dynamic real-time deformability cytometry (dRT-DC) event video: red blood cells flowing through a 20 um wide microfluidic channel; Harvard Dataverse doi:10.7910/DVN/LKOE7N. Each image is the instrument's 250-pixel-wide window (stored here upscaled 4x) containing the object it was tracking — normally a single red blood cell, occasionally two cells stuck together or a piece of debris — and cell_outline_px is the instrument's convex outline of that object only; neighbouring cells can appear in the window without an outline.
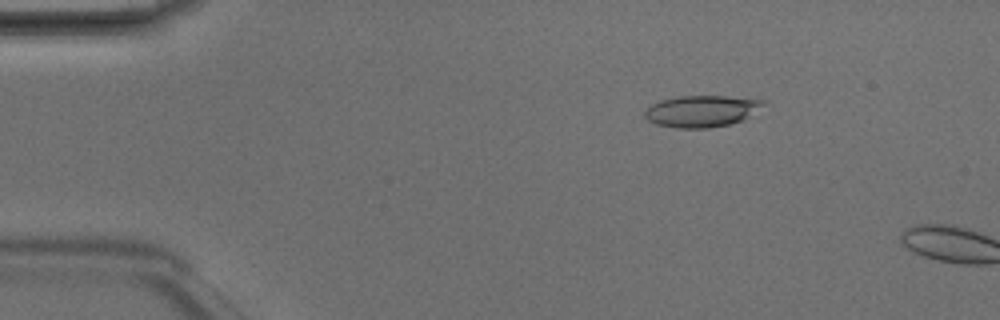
{"species": "Egyptian fruit bat (a non-hibernating species)", "species_latin": "Rousettus aegyptiacus", "temperature_condition": "room temperature", "stored_images_in_passage": 2, "camera_frame_rate_fps": 3000, "um_per_image_px": 0.085, "animal": {"sex": "male"}, "frame": {"image": 1, "passage_image": 1, "time_ms": 0.0, "image_size_px": [1000, 320], "cell_outline_px": [[764, 104], [744, 120], [732, 124], [708, 128], [680, 128], [656, 124], [648, 120], [644, 116], [644, 112], [652, 104], [660, 100], [676, 96], [728, 96], [764, 100]], "centroid_in_image_um": [59.62, 9.45], "position_along_channel_um": 25.4, "area_um2": 21.79}}